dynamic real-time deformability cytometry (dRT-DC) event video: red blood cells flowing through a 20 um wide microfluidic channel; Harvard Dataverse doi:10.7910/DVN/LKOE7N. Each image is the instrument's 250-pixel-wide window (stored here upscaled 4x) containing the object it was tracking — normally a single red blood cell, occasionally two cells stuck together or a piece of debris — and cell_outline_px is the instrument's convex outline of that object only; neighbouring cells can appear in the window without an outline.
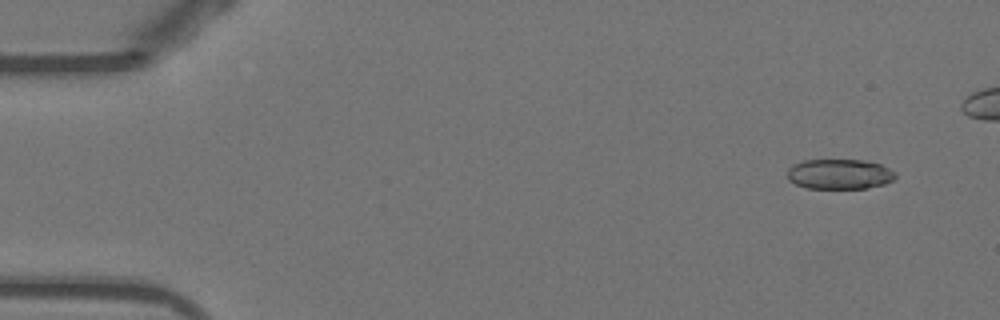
{"species": "Egyptian fruit bat (a non-hibernating species)", "species_latin": "Rousettus aegyptiacus", "temperature_condition": "warm", "stored_images_in_passage": 45, "camera_frame_rate_fps": 3000, "um_per_image_px": 0.085, "animal": {"sex": "female"}, "frame": {"image": 1, "passage_image": 1, "time_ms": 0.0, "image_size_px": [1000, 320], "cell_outline_px": [[896, 176], [892, 180], [884, 184], [864, 188], [808, 188], [796, 184], [788, 180], [788, 168], [792, 164], [804, 160], [864, 160], [880, 164], [896, 172]], "centroid_in_image_um": [71.34, 14.79], "position_along_channel_um": 13.7, "area_um2": 18.9}}
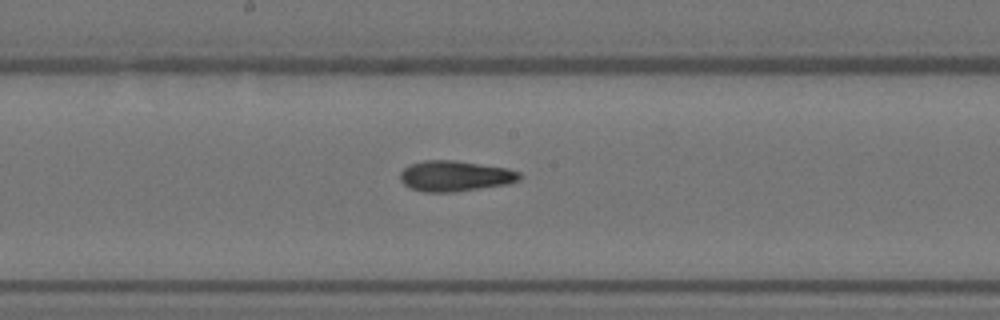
{"frame": {"image": 2, "passage_image": 25, "time_ms": 8.0, "image_size_px": [1000, 320], "cell_outline_px": [[524, 176], [520, 180], [508, 184], [456, 192], [424, 192], [412, 188], [404, 184], [400, 180], [400, 172], [408, 164], [424, 160], [456, 160], [508, 168], [520, 172]], "centroid_in_image_um": [38.71, 14.95], "position_along_channel_um": 209.5, "area_um2": 21.62}}
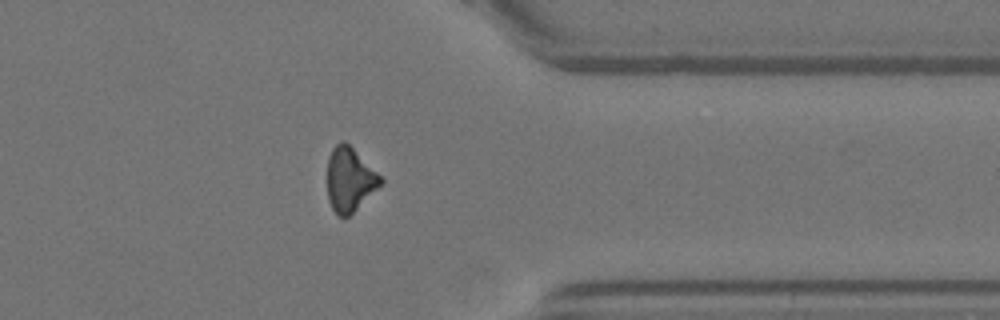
{"frame": {"image": 3, "passage_image": 39, "time_ms": 12.667, "image_size_px": [1000, 320], "cell_outline_px": [[384, 180], [348, 216], [336, 216], [328, 200], [328, 156], [332, 148], [336, 144], [344, 140]], "centroid_in_image_um": [29.67, 15.25], "position_along_channel_um": 381.7, "area_um2": 19.19}, "authors_computed_cell_mechanics": {"area_um2": 20.2878, "velocity_mm_per_s": 3.8866, "shape_relaxation_time_tau1_ms": 3.4952, "shape_relaxation_time_tau2_ms": 1.5592, "deformation_change_tau1": 0.1644, "deformation_change_tau2": 0.1034}}